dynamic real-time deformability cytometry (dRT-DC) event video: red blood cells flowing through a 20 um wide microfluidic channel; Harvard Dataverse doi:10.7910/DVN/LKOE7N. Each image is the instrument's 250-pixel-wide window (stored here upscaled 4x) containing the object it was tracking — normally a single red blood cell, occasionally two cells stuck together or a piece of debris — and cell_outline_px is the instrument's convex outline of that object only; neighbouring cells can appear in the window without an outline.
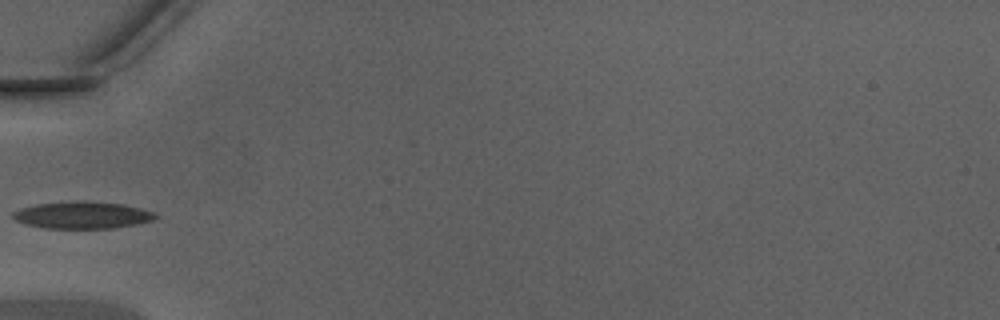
{"species": "Egyptian fruit bat (a non-hibernating species)", "species_latin": "Rousettus aegyptiacus", "temperature_condition": "warm", "stored_images_in_passage": 31, "camera_frame_rate_fps": 3000, "um_per_image_px": 0.085, "animal": {"sex": "male"}, "frame": {"image": 1, "passage_image": 1, "time_ms": 0.0, "image_size_px": [1000, 320], "cell_outline_px": [[160, 216], [152, 220], [136, 224], [112, 228], [44, 228], [24, 224], [16, 220], [12, 216], [12, 212], [20, 208], [36, 204], [68, 200], [84, 200], [124, 204], [156, 212]], "centroid_in_image_um": [6.99, 18.26], "position_along_channel_um": 78.0, "area_um2": 22.83}}
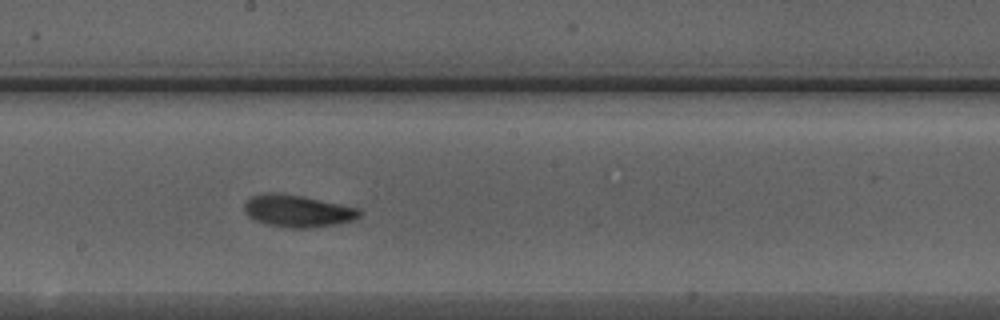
{"frame": {"image": 2, "passage_image": 11, "time_ms": 3.333, "image_size_px": [1000, 320], "cell_outline_px": [[360, 216], [352, 220], [336, 224], [312, 228], [284, 228], [268, 224], [256, 220], [248, 216], [244, 208], [244, 204], [252, 196], [264, 192], [276, 192], [300, 196], [360, 208]], "centroid_in_image_um": [25.28, 17.94], "position_along_channel_um": 222.9, "area_um2": 21.44}}
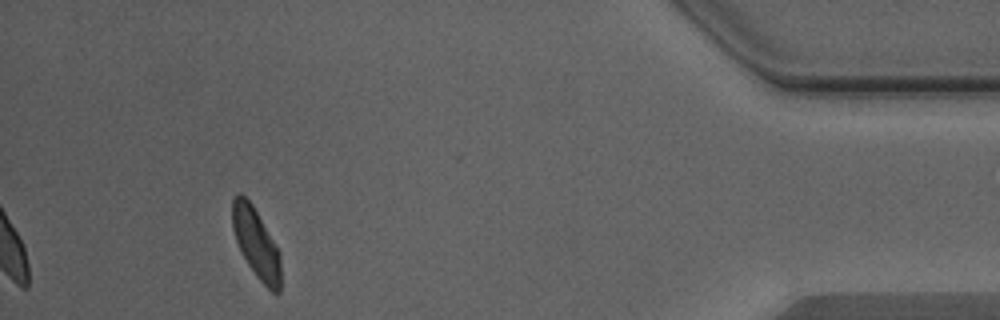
{"frame": {"image": 3, "passage_image": 28, "time_ms": 9.0, "image_size_px": [1000, 320], "cell_outline_px": [[280, 292], [276, 296], [256, 276], [248, 264], [236, 240], [232, 228], [232, 200], [240, 192], [252, 204], [280, 252]], "centroid_in_image_um": [21.78, 20.69], "position_along_channel_um": 413.4, "area_um2": 19.42}}